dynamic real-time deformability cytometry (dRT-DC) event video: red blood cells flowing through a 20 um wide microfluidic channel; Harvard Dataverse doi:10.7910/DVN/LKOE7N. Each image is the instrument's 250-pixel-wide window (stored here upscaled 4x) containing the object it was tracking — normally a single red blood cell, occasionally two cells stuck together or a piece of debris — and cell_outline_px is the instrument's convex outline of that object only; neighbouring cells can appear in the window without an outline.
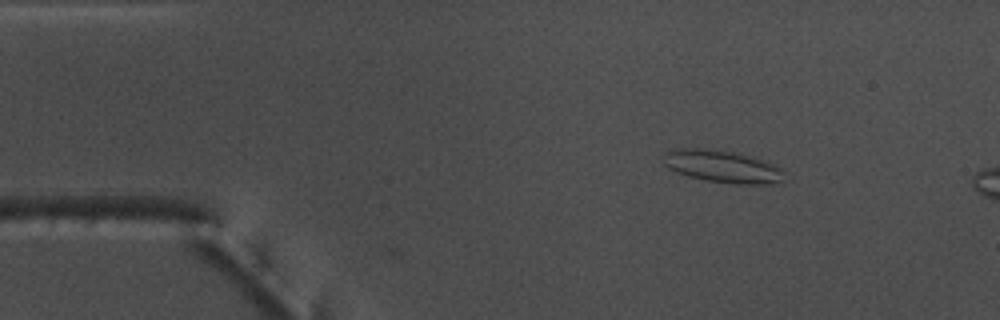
{"species": "common noctule bat (a hibernating species)", "species_latin": "Nyctalus noctula", "temperature_condition": "warm", "stored_images_in_passage": 7, "camera_frame_rate_fps": 3000, "um_per_image_px": 0.085, "animal": {"sex": "male", "body_mass_g": 17.5, "forearm_length_mm": 52.3}, "frame": {"image": 1, "passage_image": 1, "time_ms": 0.0, "image_size_px": [1000, 320], "cell_outline_px": [[784, 172], [780, 180], [772, 184], [732, 184], [704, 180], [688, 176], [676, 172], [668, 168], [664, 164], [664, 152], [676, 148], [704, 148], [732, 152], [748, 156], [772, 164]], "centroid_in_image_um": [61.31, 14.15], "position_along_channel_um": 23.7, "area_um2": 22.48}}